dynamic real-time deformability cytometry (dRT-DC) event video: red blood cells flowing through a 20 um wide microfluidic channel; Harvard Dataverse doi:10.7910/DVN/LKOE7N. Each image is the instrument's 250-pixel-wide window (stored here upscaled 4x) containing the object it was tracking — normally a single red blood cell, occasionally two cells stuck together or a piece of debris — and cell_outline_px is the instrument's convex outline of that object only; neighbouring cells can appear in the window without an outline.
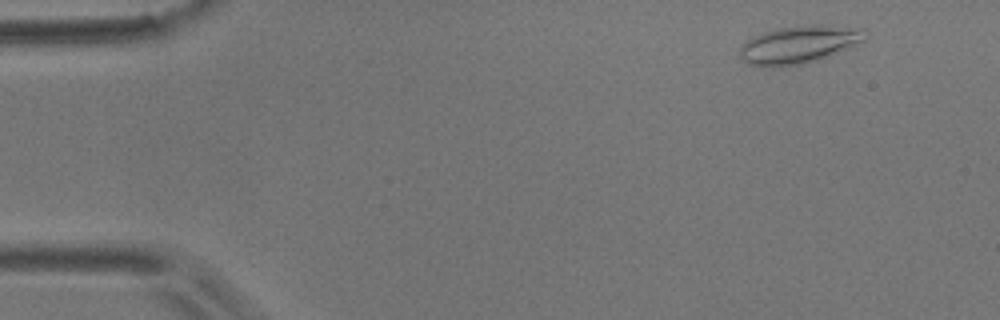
{"species": "common noctule bat (a hibernating species)", "species_latin": "Nyctalus noctula", "temperature_condition": "room temperature", "stored_images_in_passage": 4, "camera_frame_rate_fps": 3000, "um_per_image_px": 0.085, "animal": {"sex": "male", "body_mass_g": 17.9}, "frame": {"image": 1, "passage_image": 1, "time_ms": 0.0, "image_size_px": [1000, 320], "cell_outline_px": [[868, 36], [864, 40], [828, 56], [816, 60], [784, 68], [764, 68], [752, 64], [744, 60], [740, 56], [740, 48], [748, 40], [764, 32], [780, 28], [864, 28]], "centroid_in_image_um": [67.84, 3.87], "position_along_channel_um": 17.2, "area_um2": 26.13}}